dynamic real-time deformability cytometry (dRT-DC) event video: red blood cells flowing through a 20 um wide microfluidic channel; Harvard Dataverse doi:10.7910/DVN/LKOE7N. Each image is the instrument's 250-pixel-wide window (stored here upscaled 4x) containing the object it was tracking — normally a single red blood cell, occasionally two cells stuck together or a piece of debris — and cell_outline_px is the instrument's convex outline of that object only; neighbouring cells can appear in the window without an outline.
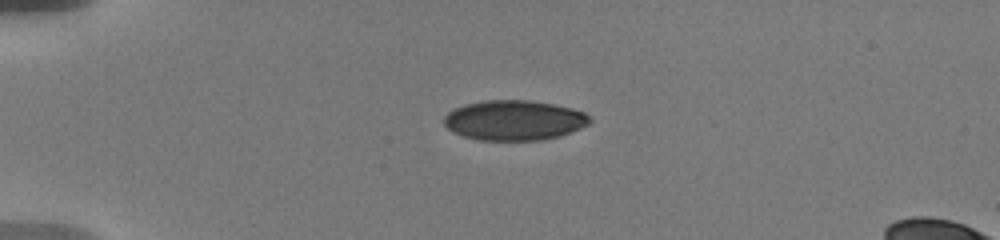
{"species": "human", "species_latin": "Homo sapiens", "temperature_condition": "warm", "stored_images_in_passage": 12, "camera_frame_rate_fps": 3000, "um_per_image_px": 0.085, "donor": {"sex": "male"}, "frame": {"image": 1, "passage_image": 1, "time_ms": 0.0, "image_size_px": [1000, 240], "cell_outline_px": [[592, 120], [588, 124], [580, 128], [560, 136], [544, 140], [476, 140], [452, 132], [444, 124], [444, 116], [452, 108], [464, 104], [484, 100], [528, 100], [552, 104], [572, 108], [584, 112]], "centroid_in_image_um": [43.67, 10.22], "position_along_channel_um": 41.3, "area_um2": 34.16}}